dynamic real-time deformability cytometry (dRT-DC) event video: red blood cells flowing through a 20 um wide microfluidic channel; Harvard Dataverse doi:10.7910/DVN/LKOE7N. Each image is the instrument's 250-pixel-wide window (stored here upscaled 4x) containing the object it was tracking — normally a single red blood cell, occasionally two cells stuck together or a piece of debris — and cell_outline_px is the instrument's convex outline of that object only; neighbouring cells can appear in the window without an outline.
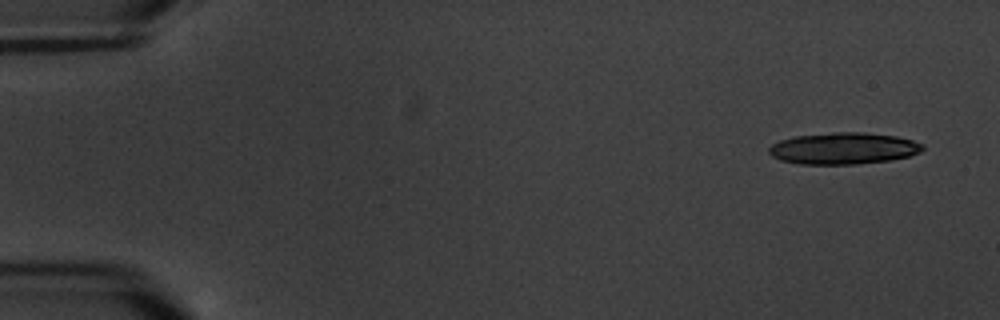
{"species": "common noctule bat (a hibernating species)", "species_latin": "Nyctalus noctula", "temperature_condition": "warm", "stored_images_in_passage": 3, "camera_frame_rate_fps": 3000, "um_per_image_px": 0.085, "animal": {"sex": "male", "body_mass_g": 20.1, "forearm_length_mm": 53.5}, "frame": {"image": 1, "passage_image": 1, "time_ms": 0.0, "image_size_px": [1000, 320], "cell_outline_px": [[924, 148], [920, 152], [908, 156], [888, 160], [856, 164], [800, 164], [780, 160], [772, 156], [768, 152], [768, 148], [772, 144], [780, 140], [796, 136], [832, 132], [864, 132], [896, 136], [912, 140], [924, 144]], "centroid_in_image_um": [71.68, 12.61], "position_along_channel_um": 13.3, "area_um2": 28.32}}